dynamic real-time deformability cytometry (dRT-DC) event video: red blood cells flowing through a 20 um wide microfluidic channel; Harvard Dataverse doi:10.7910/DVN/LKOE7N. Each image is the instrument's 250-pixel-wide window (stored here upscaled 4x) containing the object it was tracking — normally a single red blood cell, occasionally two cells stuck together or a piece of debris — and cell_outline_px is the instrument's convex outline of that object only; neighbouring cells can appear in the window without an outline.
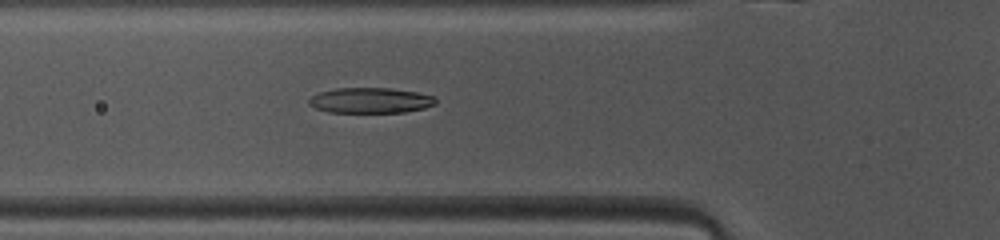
{"species": "common noctule bat (a hibernating species)", "species_latin": "Nyctalus noctula", "temperature_condition": "warm", "stored_images_in_passage": 47, "camera_frame_rate_fps": 3000, "um_per_image_px": 0.085, "animal": {"sex": "female", "body_mass_g": 10.0, "forearm_length_mm": 53.1}, "frame": {"image": 1, "passage_image": 15, "time_ms": 4.667, "image_size_px": [1000, 240], "cell_outline_px": [[436, 104], [424, 108], [404, 112], [328, 112], [316, 108], [308, 104], [308, 100], [312, 96], [320, 92], [336, 88], [388, 88], [416, 92], [432, 96], [436, 100]], "centroid_in_image_um": [31.46, 8.53], "position_along_channel_um": 94.3, "area_um2": 18.61}}
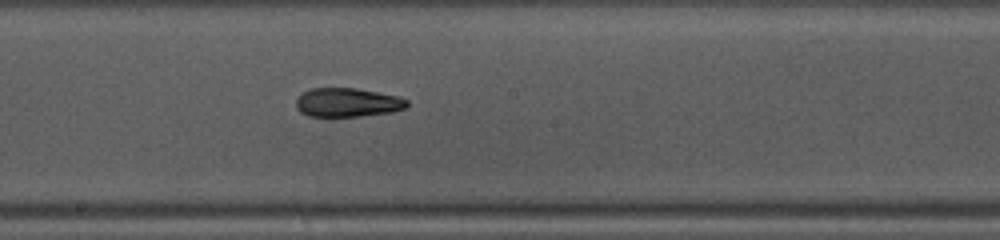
{"frame": {"image": 2, "passage_image": 24, "time_ms": 7.667, "image_size_px": [1000, 240], "cell_outline_px": [[408, 108], [392, 112], [360, 116], [308, 116], [300, 112], [296, 108], [296, 100], [304, 92], [312, 88], [356, 88], [400, 96], [408, 100]], "centroid_in_image_um": [29.58, 8.71], "position_along_channel_um": 218.6, "area_um2": 18.79}}
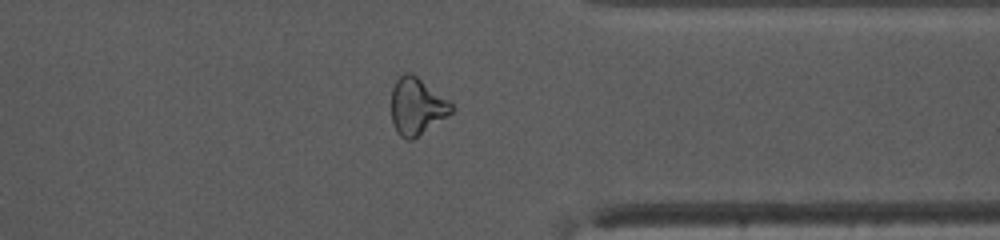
{"frame": {"image": 3, "passage_image": 36, "time_ms": 11.667, "image_size_px": [1000, 240], "cell_outline_px": [[456, 108], [452, 112], [412, 140], [404, 140], [396, 132], [392, 124], [392, 88], [396, 80], [404, 72], [408, 72], [416, 76], [448, 100]], "centroid_in_image_um": [35.4, 9.06], "position_along_channel_um": 376.0, "area_um2": 19.71}, "authors_computed_cell_mechanics": {"area_um2": 19.5942, "velocity_mm_per_s": 4.1145, "shape_relaxation_time_tau1_ms": 11.1767, "shape_relaxation_time_tau2_ms": 6.5002, "deformation_change_tau1": 0.2578, "deformation_change_tau2": 0.1661}}